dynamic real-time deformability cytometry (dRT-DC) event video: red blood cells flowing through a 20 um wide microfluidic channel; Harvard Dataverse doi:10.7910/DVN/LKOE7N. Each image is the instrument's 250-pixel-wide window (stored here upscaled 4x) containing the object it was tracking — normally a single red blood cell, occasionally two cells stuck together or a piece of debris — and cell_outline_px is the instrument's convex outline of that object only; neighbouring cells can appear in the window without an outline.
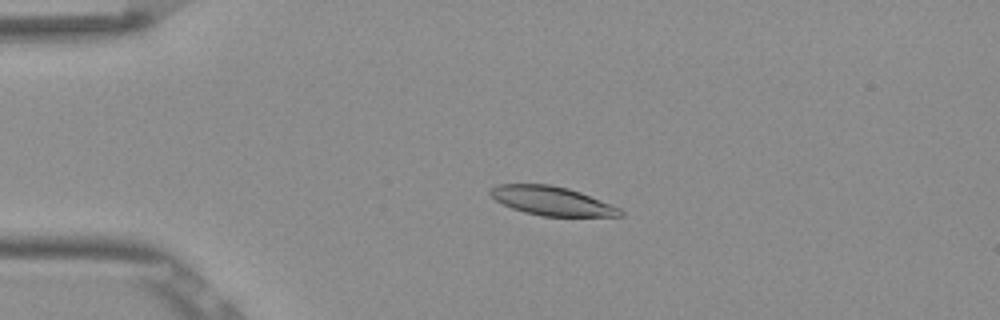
{"species": "Egyptian fruit bat (a non-hibernating species)", "species_latin": "Rousettus aegyptiacus", "temperature_condition": "room temperature", "stored_images_in_passage": 54, "camera_frame_rate_fps": 3000, "um_per_image_px": 0.085, "frame": {"image": 1, "passage_image": 13, "time_ms": 4.0, "image_size_px": [1000, 320], "cell_outline_px": [[624, 216], [540, 216], [524, 212], [512, 208], [496, 200], [488, 192], [488, 188], [500, 184], [548, 184], [568, 188], [580, 192], [620, 208], [624, 212]], "centroid_in_image_um": [46.89, 17.07], "position_along_channel_um": 38.1, "area_um2": 21.79}}
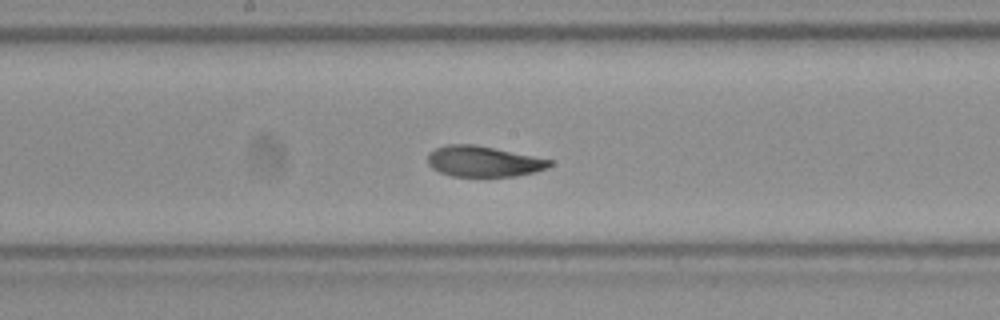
{"frame": {"image": 2, "passage_image": 29, "time_ms": 9.333, "image_size_px": [1000, 320], "cell_outline_px": [[552, 164], [548, 168], [536, 172], [516, 176], [452, 176], [440, 172], [432, 168], [428, 164], [428, 156], [436, 148], [448, 144], [476, 144], [552, 160]], "centroid_in_image_um": [41.11, 13.72], "position_along_channel_um": 207.1, "area_um2": 21.73}}
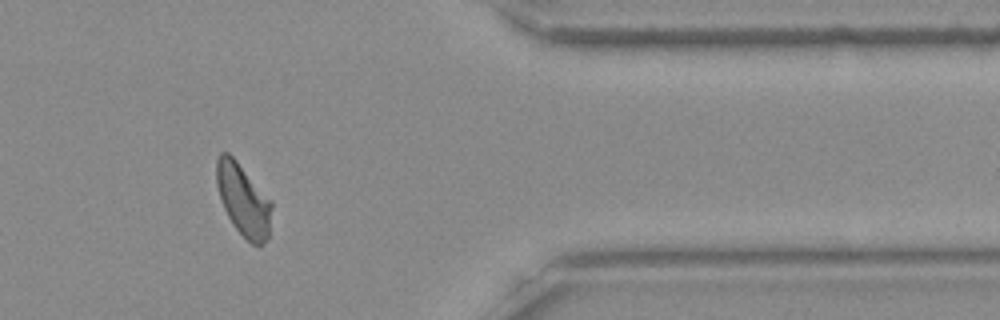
{"frame": {"image": 3, "passage_image": 45, "time_ms": 14.667, "image_size_px": [1000, 320], "cell_outline_px": [[272, 208], [268, 240], [260, 248], [252, 244], [232, 224], [224, 208], [216, 184], [216, 160], [220, 152], [228, 152], [236, 160], [272, 200]], "centroid_in_image_um": [20.7, 17.01], "position_along_channel_um": 390.7, "area_um2": 23.29}, "authors_computed_cell_mechanics": {"area_um2": 22.831, "velocity_mm_per_s": 3.8407, "shape_relaxation_time_tau1_ms": 3.3315, "shape_relaxation_time_tau2_ms": 1.4274, "deformation_change_tau1": 0.1234, "deformation_change_tau2": 0.0657}}